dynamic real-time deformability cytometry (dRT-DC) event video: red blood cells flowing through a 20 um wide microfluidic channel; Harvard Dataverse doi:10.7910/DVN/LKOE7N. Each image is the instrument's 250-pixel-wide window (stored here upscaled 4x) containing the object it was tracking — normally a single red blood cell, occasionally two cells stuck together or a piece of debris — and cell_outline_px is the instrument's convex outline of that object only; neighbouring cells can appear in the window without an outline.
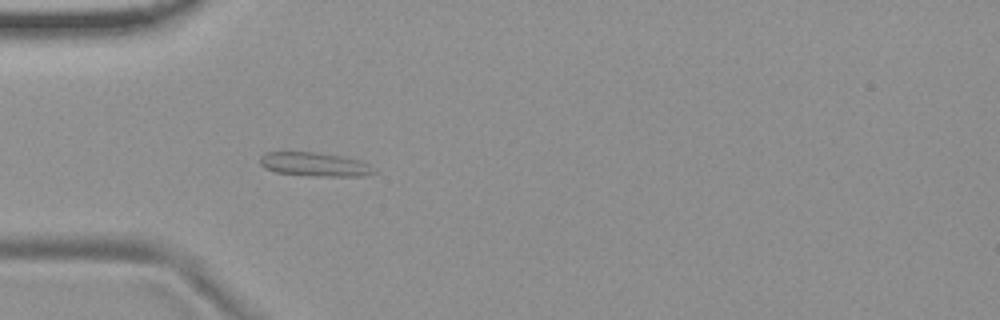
{"species": "common noctule bat (a hibernating species)", "species_latin": "Nyctalus noctula", "temperature_condition": "room temperature", "stored_images_in_passage": 3, "camera_frame_rate_fps": 3000, "um_per_image_px": 0.085, "animal": {"sex": "female", "body_mass_g": 19.9}, "frame": {"image": 1, "passage_image": 3, "time_ms": 2.333, "image_size_px": [1000, 320], "cell_outline_px": [[380, 172], [364, 176], [308, 176], [276, 172], [264, 168], [260, 164], [260, 156], [264, 152], [316, 152], [344, 156], [360, 160], [368, 164]], "centroid_in_image_um": [26.78, 13.97], "position_along_channel_um": 58.2, "area_um2": 16.18}}